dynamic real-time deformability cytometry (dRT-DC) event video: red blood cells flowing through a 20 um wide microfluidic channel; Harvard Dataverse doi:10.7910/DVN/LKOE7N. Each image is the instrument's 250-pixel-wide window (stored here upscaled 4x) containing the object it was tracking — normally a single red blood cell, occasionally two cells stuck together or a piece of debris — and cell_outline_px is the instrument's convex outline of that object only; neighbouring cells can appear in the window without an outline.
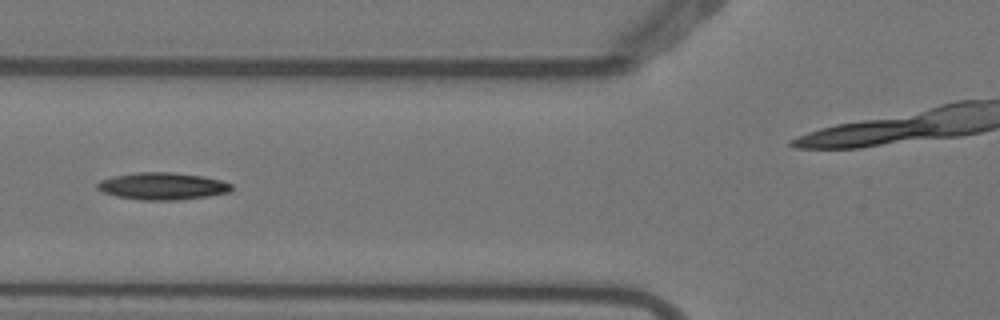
{"species": "Egyptian fruit bat (a non-hibernating species)", "species_latin": "Rousettus aegyptiacus", "temperature_condition": "warm", "stored_images_in_passage": 15, "camera_frame_rate_fps": 3000, "um_per_image_px": 0.085, "animal": {"sex": "female"}, "frame": {"image": 1, "passage_image": 5, "time_ms": 1.333, "image_size_px": [1000, 320], "cell_outline_px": [[232, 188], [228, 192], [208, 196], [176, 200], [140, 200], [116, 196], [104, 192], [96, 188], [96, 184], [100, 180], [112, 176], [136, 172], [172, 172], [204, 176], [220, 180], [232, 184]], "centroid_in_image_um": [13.78, 15.81], "position_along_channel_um": 112.0, "area_um2": 21.27}}
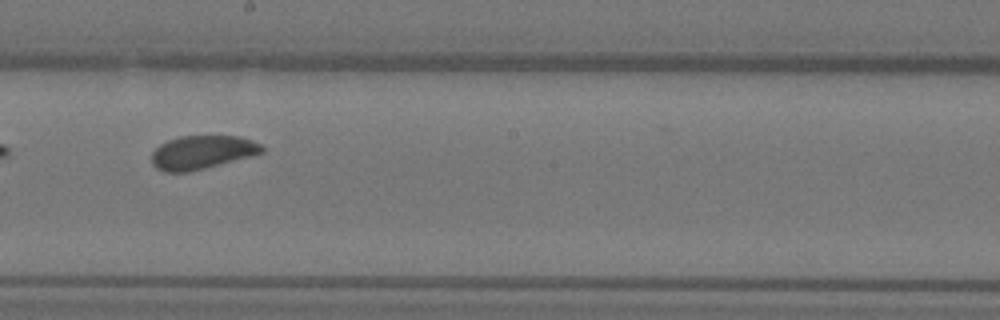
{"frame": {"image": 2, "passage_image": 9, "time_ms": 2.667, "image_size_px": [1000, 320], "cell_outline_px": [[264, 152], [252, 156], [188, 172], [164, 172], [156, 168], [152, 164], [152, 152], [160, 144], [168, 140], [180, 136], [240, 136], [252, 140], [260, 144], [264, 148]], "centroid_in_image_um": [17.17, 12.94], "position_along_channel_um": 231.0, "area_um2": 21.56}}
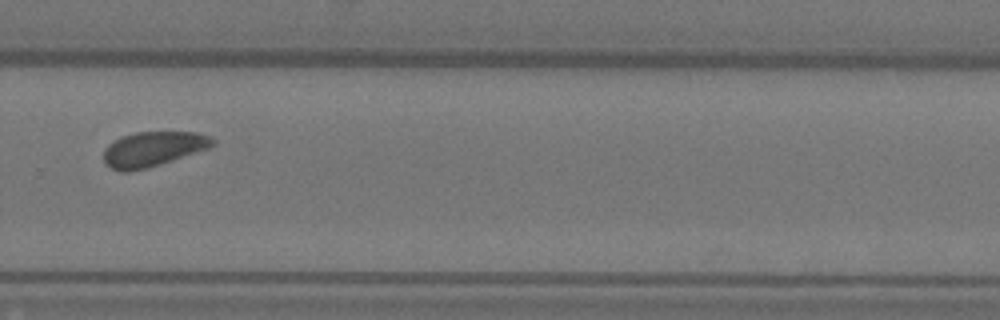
{"frame": {"image": 3, "passage_image": 11, "time_ms": 3.333, "image_size_px": [1000, 320], "cell_outline_px": [[216, 144], [208, 148], [148, 168], [128, 172], [120, 172], [104, 164], [104, 148], [108, 144], [120, 136], [136, 132], [196, 132], [212, 136], [216, 140]], "centroid_in_image_um": [12.99, 12.66], "position_along_channel_um": 316.8, "area_um2": 22.31}}